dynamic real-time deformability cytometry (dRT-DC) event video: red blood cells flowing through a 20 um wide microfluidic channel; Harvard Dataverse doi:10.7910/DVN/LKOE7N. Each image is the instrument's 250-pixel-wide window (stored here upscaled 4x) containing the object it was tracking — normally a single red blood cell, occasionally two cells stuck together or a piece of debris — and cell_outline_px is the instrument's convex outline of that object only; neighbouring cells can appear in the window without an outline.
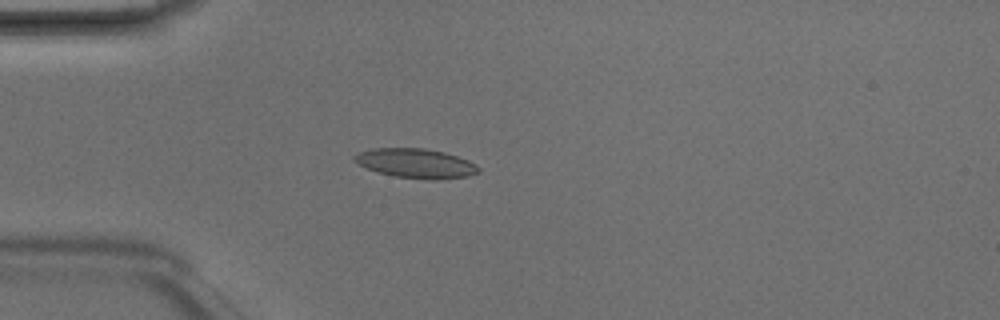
{"species": "Egyptian fruit bat (a non-hibernating species)", "species_latin": "Rousettus aegyptiacus", "temperature_condition": "room temperature", "stored_images_in_passage": 4, "camera_frame_rate_fps": 3000, "um_per_image_px": 0.085, "animal": {"sex": "male"}, "frame": {"image": 1, "passage_image": 4, "time_ms": 1.0, "image_size_px": [1000, 320], "cell_outline_px": [[480, 172], [468, 176], [436, 180], [432, 180], [396, 176], [364, 168], [352, 160], [352, 156], [360, 152], [372, 148], [424, 148], [444, 152], [468, 160], [476, 164], [480, 168]], "centroid_in_image_um": [35.34, 13.88], "position_along_channel_um": 49.7, "area_um2": 21.33}}